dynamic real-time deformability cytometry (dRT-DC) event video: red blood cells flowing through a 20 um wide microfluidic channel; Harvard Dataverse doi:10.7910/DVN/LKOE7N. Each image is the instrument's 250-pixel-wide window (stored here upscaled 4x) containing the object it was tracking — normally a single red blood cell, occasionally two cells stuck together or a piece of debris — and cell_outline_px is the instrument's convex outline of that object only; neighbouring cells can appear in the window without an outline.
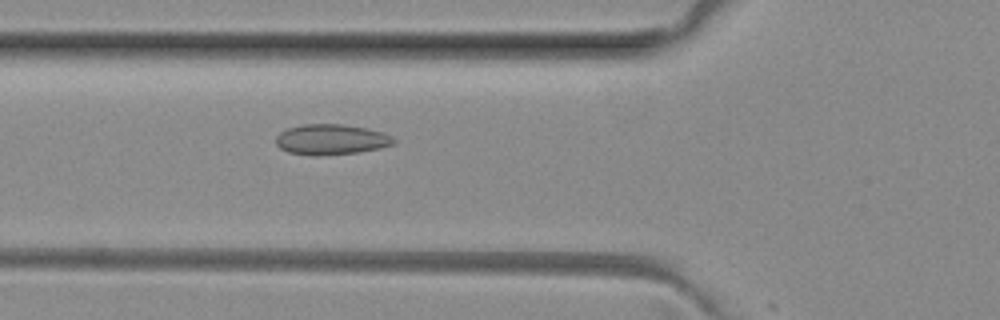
{"species": "common noctule bat (a hibernating species)", "species_latin": "Nyctalus noctula", "temperature_condition": "room temperature", "stored_images_in_passage": 19, "camera_frame_rate_fps": 3000, "um_per_image_px": 0.085, "animal": {"sex": "female", "body_mass_g": 29.2, "forearm_length_mm": 56.3}, "frame": {"image": 1, "passage_image": 18, "time_ms": 5.667, "image_size_px": [1000, 320], "cell_outline_px": [[396, 144], [380, 148], [360, 152], [316, 156], [312, 156], [288, 152], [280, 148], [276, 144], [276, 136], [280, 132], [288, 128], [304, 124], [340, 124], [368, 128], [384, 132], [392, 136], [396, 140]], "centroid_in_image_um": [28.18, 11.86], "position_along_channel_um": 97.6, "area_um2": 21.15}}